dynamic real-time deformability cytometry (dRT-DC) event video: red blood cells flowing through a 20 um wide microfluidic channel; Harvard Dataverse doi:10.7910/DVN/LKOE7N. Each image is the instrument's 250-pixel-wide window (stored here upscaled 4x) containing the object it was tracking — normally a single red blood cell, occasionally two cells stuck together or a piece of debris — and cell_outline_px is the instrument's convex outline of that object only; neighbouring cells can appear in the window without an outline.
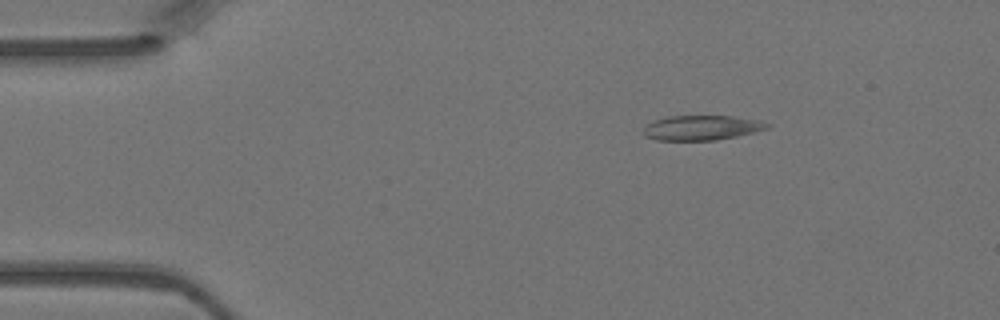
{"species": "Egyptian fruit bat (a non-hibernating species)", "species_latin": "Rousettus aegyptiacus", "temperature_condition": "warm", "stored_images_in_passage": 4, "camera_frame_rate_fps": 3000, "um_per_image_px": 0.085, "animal": {"sex": "female"}, "frame": {"image": 1, "passage_image": 2, "time_ms": 0.333, "image_size_px": [1000, 320], "cell_outline_px": [[772, 124], [768, 128], [736, 136], [716, 140], [656, 140], [644, 136], [644, 128], [648, 124], [656, 120], [668, 116], [732, 116], [760, 120]], "centroid_in_image_um": [59.66, 10.85], "position_along_channel_um": 25.3, "area_um2": 17.74}}
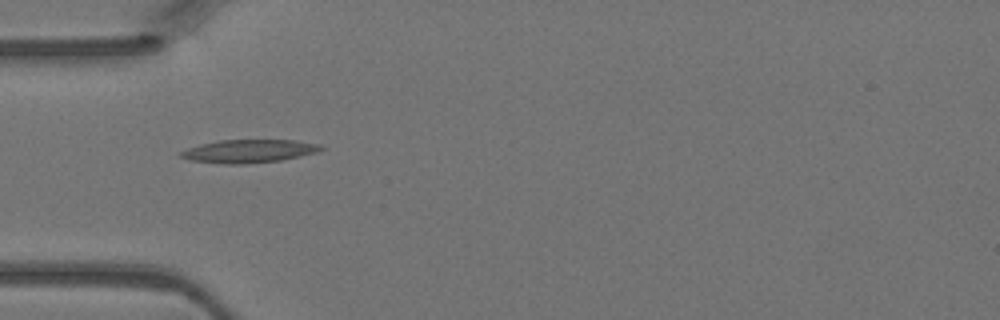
{"frame": {"image": 2, "passage_image": 3, "time_ms": 0.667, "image_size_px": [1000, 320], "cell_outline_px": [[324, 148], [316, 152], [300, 156], [280, 160], [244, 164], [224, 164], [188, 160], [180, 156], [180, 152], [188, 148], [200, 144], [220, 140], [296, 140], [320, 144]], "centroid_in_image_um": [21.14, 12.84], "position_along_channel_um": 63.9, "area_um2": 18.84}}
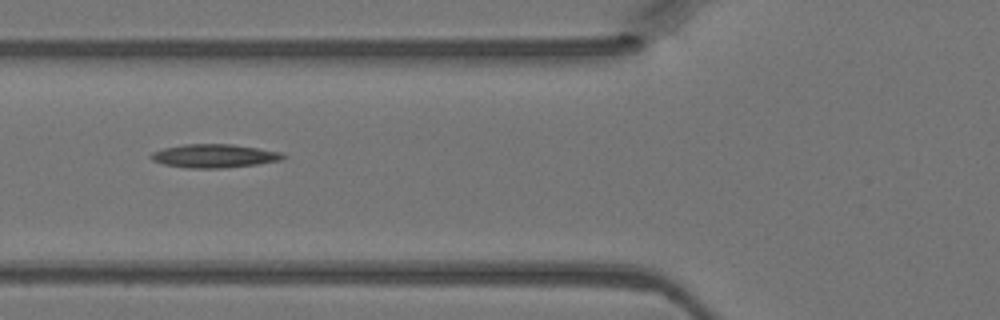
{"frame": {"image": 3, "passage_image": 4, "time_ms": 1.0, "image_size_px": [1000, 320], "cell_outline_px": [[288, 156], [280, 160], [256, 164], [224, 168], [188, 168], [164, 164], [152, 160], [148, 156], [152, 152], [164, 148], [184, 144], [232, 144], [280, 152]], "centroid_in_image_um": [18.18, 13.25], "position_along_channel_um": 107.6, "area_um2": 17.98}}